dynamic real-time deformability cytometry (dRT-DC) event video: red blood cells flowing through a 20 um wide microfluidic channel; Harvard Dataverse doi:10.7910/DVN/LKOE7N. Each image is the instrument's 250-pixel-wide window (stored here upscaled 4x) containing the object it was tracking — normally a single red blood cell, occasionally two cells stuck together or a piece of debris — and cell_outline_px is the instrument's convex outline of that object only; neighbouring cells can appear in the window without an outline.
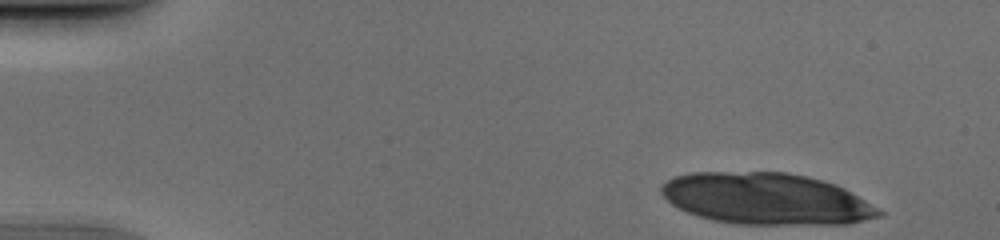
{"species": "human", "species_latin": "Homo sapiens", "temperature_condition": "cold", "stored_images_in_passage": 13, "camera_frame_rate_fps": 3000, "um_per_image_px": 0.085, "donor": {"sex": "male"}, "frame": {"image": 1, "passage_image": 1, "time_ms": 0.0, "image_size_px": [1000, 240], "cell_outline_px": [[884, 216], [848, 224], [732, 224], [712, 220], [696, 216], [676, 208], [660, 192], [660, 184], [672, 176], [692, 172], [788, 172], [808, 176], [836, 184], [844, 188], [884, 212]], "centroid_in_image_um": [65.09, 16.9], "position_along_channel_um": 19.9, "area_um2": 65.83}}